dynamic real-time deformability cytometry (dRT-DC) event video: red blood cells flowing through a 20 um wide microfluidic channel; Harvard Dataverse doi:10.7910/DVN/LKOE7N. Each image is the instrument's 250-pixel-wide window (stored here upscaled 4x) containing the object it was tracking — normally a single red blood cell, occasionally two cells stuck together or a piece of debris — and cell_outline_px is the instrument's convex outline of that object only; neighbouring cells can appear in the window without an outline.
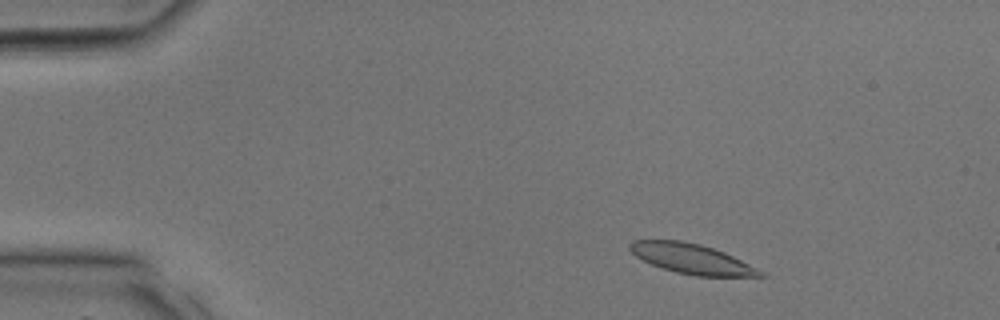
{"species": "common noctule bat (a hibernating species)", "species_latin": "Nyctalus noctula", "temperature_condition": "room temperature", "stored_images_in_passage": 10, "camera_frame_rate_fps": 3000, "um_per_image_px": 0.085, "animal": {"sex": "male", "body_mass_g": 17.9, "forearm_length_mm": 54.2}, "frame": {"image": 1, "passage_image": 1, "time_ms": 0.0, "image_size_px": [1000, 320], "cell_outline_px": [[744, 264], [740, 276], [708, 276], [684, 272], [668, 268], [656, 264], [640, 256], [676, 244], [692, 244], [708, 248], [720, 252]], "centroid_in_image_um": [59.15, 22.15], "position_along_channel_um": 25.9, "area_um2": 15.37}}
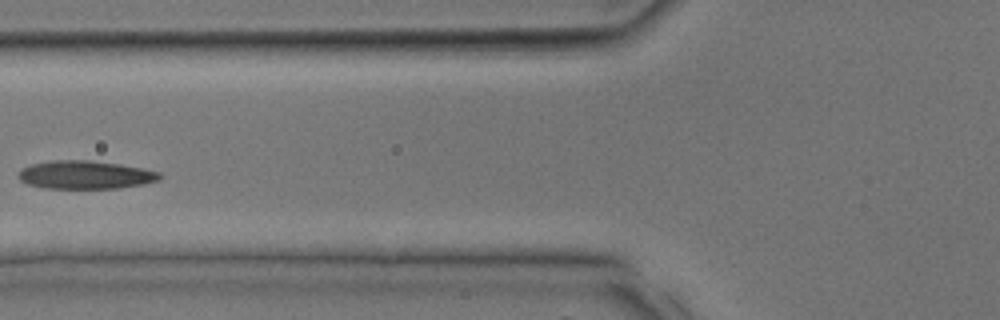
{"frame": {"image": 2, "passage_image": 9, "time_ms": 2.667, "image_size_px": [1000, 320], "cell_outline_px": [[156, 176], [148, 180], [128, 184], [88, 188], [76, 188], [40, 184], [28, 180], [24, 176], [24, 172], [32, 168], [48, 164], [104, 164], [128, 168], [148, 172]], "centroid_in_image_um": [7.25, 14.91], "position_along_channel_um": 118.5, "area_um2": 17.17}}